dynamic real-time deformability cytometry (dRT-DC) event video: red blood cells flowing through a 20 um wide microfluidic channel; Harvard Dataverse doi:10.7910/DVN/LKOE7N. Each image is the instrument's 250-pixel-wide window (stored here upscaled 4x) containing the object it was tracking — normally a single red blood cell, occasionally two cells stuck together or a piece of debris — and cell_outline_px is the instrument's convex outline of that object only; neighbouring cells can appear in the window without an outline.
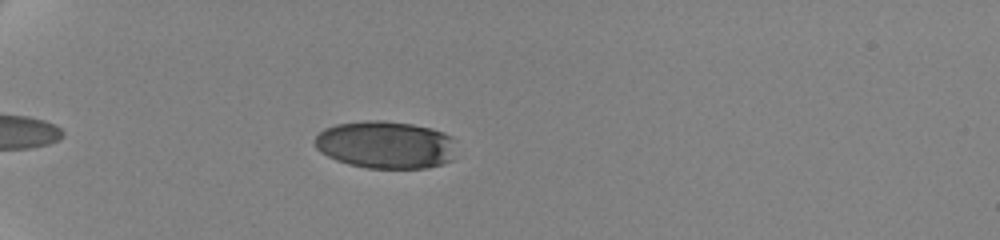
{"species": "human", "species_latin": "Homo sapiens", "temperature_condition": "cold", "stored_images_in_passage": 30, "camera_frame_rate_fps": 3000, "um_per_image_px": 0.085, "donor": {"sex": "female"}, "frame": {"image": 1, "passage_image": 24, "time_ms": 3.0, "image_size_px": [1000, 240], "cell_outline_px": [[452, 160], [444, 164], [424, 168], [364, 168], [348, 164], [336, 160], [320, 152], [316, 148], [316, 136], [324, 128], [336, 124], [364, 120], [384, 120], [412, 124], [432, 128], [444, 132], [452, 136]], "centroid_in_image_um": [32.75, 12.3], "position_along_channel_um": 52.2, "area_um2": 39.3}}